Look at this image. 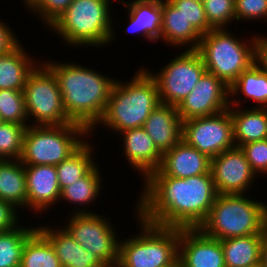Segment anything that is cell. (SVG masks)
<instances>
[{
  "label": "cell",
  "instance_id": "1",
  "mask_svg": "<svg viewBox=\"0 0 267 267\" xmlns=\"http://www.w3.org/2000/svg\"><path fill=\"white\" fill-rule=\"evenodd\" d=\"M141 181L134 216L158 226L199 228L218 196L211 171L184 179L147 175Z\"/></svg>",
  "mask_w": 267,
  "mask_h": 267
},
{
  "label": "cell",
  "instance_id": "2",
  "mask_svg": "<svg viewBox=\"0 0 267 267\" xmlns=\"http://www.w3.org/2000/svg\"><path fill=\"white\" fill-rule=\"evenodd\" d=\"M42 62L57 79L68 117L92 131L105 112L116 78L76 61L42 59Z\"/></svg>",
  "mask_w": 267,
  "mask_h": 267
},
{
  "label": "cell",
  "instance_id": "3",
  "mask_svg": "<svg viewBox=\"0 0 267 267\" xmlns=\"http://www.w3.org/2000/svg\"><path fill=\"white\" fill-rule=\"evenodd\" d=\"M133 75L125 81L116 78L105 112L90 131V137L99 125H103L106 132L117 133L115 135L143 127L150 113L160 104L158 84L148 71L141 67Z\"/></svg>",
  "mask_w": 267,
  "mask_h": 267
},
{
  "label": "cell",
  "instance_id": "4",
  "mask_svg": "<svg viewBox=\"0 0 267 267\" xmlns=\"http://www.w3.org/2000/svg\"><path fill=\"white\" fill-rule=\"evenodd\" d=\"M114 0H73L69 7L49 27L58 38L63 39L66 48L108 47L115 42ZM116 1V0H115ZM118 2V0H117ZM113 18V19H112ZM115 30V31H114Z\"/></svg>",
  "mask_w": 267,
  "mask_h": 267
},
{
  "label": "cell",
  "instance_id": "5",
  "mask_svg": "<svg viewBox=\"0 0 267 267\" xmlns=\"http://www.w3.org/2000/svg\"><path fill=\"white\" fill-rule=\"evenodd\" d=\"M248 194H218L199 229L207 236L228 238L267 233L266 201Z\"/></svg>",
  "mask_w": 267,
  "mask_h": 267
},
{
  "label": "cell",
  "instance_id": "6",
  "mask_svg": "<svg viewBox=\"0 0 267 267\" xmlns=\"http://www.w3.org/2000/svg\"><path fill=\"white\" fill-rule=\"evenodd\" d=\"M229 30L230 28L212 29L202 35L197 51L207 72L222 79L230 87L256 62L258 34H251V39H246L243 34V39Z\"/></svg>",
  "mask_w": 267,
  "mask_h": 267
},
{
  "label": "cell",
  "instance_id": "7",
  "mask_svg": "<svg viewBox=\"0 0 267 267\" xmlns=\"http://www.w3.org/2000/svg\"><path fill=\"white\" fill-rule=\"evenodd\" d=\"M135 220L140 231L120 240L117 265L175 267L179 258L180 228L147 223L138 216Z\"/></svg>",
  "mask_w": 267,
  "mask_h": 267
},
{
  "label": "cell",
  "instance_id": "8",
  "mask_svg": "<svg viewBox=\"0 0 267 267\" xmlns=\"http://www.w3.org/2000/svg\"><path fill=\"white\" fill-rule=\"evenodd\" d=\"M90 136L80 124L28 126L21 162L24 165L56 166L74 153Z\"/></svg>",
  "mask_w": 267,
  "mask_h": 267
},
{
  "label": "cell",
  "instance_id": "9",
  "mask_svg": "<svg viewBox=\"0 0 267 267\" xmlns=\"http://www.w3.org/2000/svg\"><path fill=\"white\" fill-rule=\"evenodd\" d=\"M23 93L28 126L74 123L64 108L54 73L42 61L28 76Z\"/></svg>",
  "mask_w": 267,
  "mask_h": 267
},
{
  "label": "cell",
  "instance_id": "10",
  "mask_svg": "<svg viewBox=\"0 0 267 267\" xmlns=\"http://www.w3.org/2000/svg\"><path fill=\"white\" fill-rule=\"evenodd\" d=\"M95 213L71 214L64 229L73 239L91 251L105 266H115L119 259L120 237L110 217Z\"/></svg>",
  "mask_w": 267,
  "mask_h": 267
},
{
  "label": "cell",
  "instance_id": "11",
  "mask_svg": "<svg viewBox=\"0 0 267 267\" xmlns=\"http://www.w3.org/2000/svg\"><path fill=\"white\" fill-rule=\"evenodd\" d=\"M164 65L157 72L143 67L158 84L160 103L174 106H178L191 93L207 71L197 50L184 49Z\"/></svg>",
  "mask_w": 267,
  "mask_h": 267
},
{
  "label": "cell",
  "instance_id": "12",
  "mask_svg": "<svg viewBox=\"0 0 267 267\" xmlns=\"http://www.w3.org/2000/svg\"><path fill=\"white\" fill-rule=\"evenodd\" d=\"M182 140L209 158L235 147L230 111L182 122Z\"/></svg>",
  "mask_w": 267,
  "mask_h": 267
},
{
  "label": "cell",
  "instance_id": "13",
  "mask_svg": "<svg viewBox=\"0 0 267 267\" xmlns=\"http://www.w3.org/2000/svg\"><path fill=\"white\" fill-rule=\"evenodd\" d=\"M210 171L218 194H248L258 181L241 147L235 146L211 158Z\"/></svg>",
  "mask_w": 267,
  "mask_h": 267
},
{
  "label": "cell",
  "instance_id": "14",
  "mask_svg": "<svg viewBox=\"0 0 267 267\" xmlns=\"http://www.w3.org/2000/svg\"><path fill=\"white\" fill-rule=\"evenodd\" d=\"M229 88L222 79L206 71L191 93L177 106L182 122L227 110L230 106Z\"/></svg>",
  "mask_w": 267,
  "mask_h": 267
},
{
  "label": "cell",
  "instance_id": "15",
  "mask_svg": "<svg viewBox=\"0 0 267 267\" xmlns=\"http://www.w3.org/2000/svg\"><path fill=\"white\" fill-rule=\"evenodd\" d=\"M178 263L180 267H226L221 240L199 228H180Z\"/></svg>",
  "mask_w": 267,
  "mask_h": 267
},
{
  "label": "cell",
  "instance_id": "16",
  "mask_svg": "<svg viewBox=\"0 0 267 267\" xmlns=\"http://www.w3.org/2000/svg\"><path fill=\"white\" fill-rule=\"evenodd\" d=\"M25 175L27 209L29 213L34 212L31 215L41 216L55 207L60 199L61 190L56 166L25 165Z\"/></svg>",
  "mask_w": 267,
  "mask_h": 267
},
{
  "label": "cell",
  "instance_id": "17",
  "mask_svg": "<svg viewBox=\"0 0 267 267\" xmlns=\"http://www.w3.org/2000/svg\"><path fill=\"white\" fill-rule=\"evenodd\" d=\"M211 158L180 140L172 149L162 154V161L157 170L148 175H166L188 178L210 172Z\"/></svg>",
  "mask_w": 267,
  "mask_h": 267
},
{
  "label": "cell",
  "instance_id": "18",
  "mask_svg": "<svg viewBox=\"0 0 267 267\" xmlns=\"http://www.w3.org/2000/svg\"><path fill=\"white\" fill-rule=\"evenodd\" d=\"M123 143V155L133 171H137L142 180L157 170L162 161V153L143 127L128 129L119 133Z\"/></svg>",
  "mask_w": 267,
  "mask_h": 267
},
{
  "label": "cell",
  "instance_id": "19",
  "mask_svg": "<svg viewBox=\"0 0 267 267\" xmlns=\"http://www.w3.org/2000/svg\"><path fill=\"white\" fill-rule=\"evenodd\" d=\"M128 14L123 32L137 33L151 43L160 41L162 28V0H118ZM127 18V19H126Z\"/></svg>",
  "mask_w": 267,
  "mask_h": 267
},
{
  "label": "cell",
  "instance_id": "20",
  "mask_svg": "<svg viewBox=\"0 0 267 267\" xmlns=\"http://www.w3.org/2000/svg\"><path fill=\"white\" fill-rule=\"evenodd\" d=\"M45 224L41 226L36 224L37 229L55 248L56 256L62 267H105L95 254L77 243L62 225L59 227L55 224L56 226L52 227V225Z\"/></svg>",
  "mask_w": 267,
  "mask_h": 267
},
{
  "label": "cell",
  "instance_id": "21",
  "mask_svg": "<svg viewBox=\"0 0 267 267\" xmlns=\"http://www.w3.org/2000/svg\"><path fill=\"white\" fill-rule=\"evenodd\" d=\"M143 128L162 154L182 139V120L174 105L160 103L150 113Z\"/></svg>",
  "mask_w": 267,
  "mask_h": 267
},
{
  "label": "cell",
  "instance_id": "22",
  "mask_svg": "<svg viewBox=\"0 0 267 267\" xmlns=\"http://www.w3.org/2000/svg\"><path fill=\"white\" fill-rule=\"evenodd\" d=\"M201 37L202 35L177 7L169 0H162L160 41H163L164 45L178 49L184 46L185 50H197Z\"/></svg>",
  "mask_w": 267,
  "mask_h": 267
},
{
  "label": "cell",
  "instance_id": "23",
  "mask_svg": "<svg viewBox=\"0 0 267 267\" xmlns=\"http://www.w3.org/2000/svg\"><path fill=\"white\" fill-rule=\"evenodd\" d=\"M24 47L19 42L9 52L0 54V90L23 91L28 76L42 61L36 60V55H30Z\"/></svg>",
  "mask_w": 267,
  "mask_h": 267
},
{
  "label": "cell",
  "instance_id": "24",
  "mask_svg": "<svg viewBox=\"0 0 267 267\" xmlns=\"http://www.w3.org/2000/svg\"><path fill=\"white\" fill-rule=\"evenodd\" d=\"M96 163L83 177L70 183L69 186L61 190L59 203L74 204L71 214L95 213V210L90 211L89 205L96 204L97 198L100 195L102 186L101 168ZM88 205V209L87 208ZM79 207V208H77ZM89 210V211H88Z\"/></svg>",
  "mask_w": 267,
  "mask_h": 267
},
{
  "label": "cell",
  "instance_id": "25",
  "mask_svg": "<svg viewBox=\"0 0 267 267\" xmlns=\"http://www.w3.org/2000/svg\"><path fill=\"white\" fill-rule=\"evenodd\" d=\"M229 106L236 147L267 139V108Z\"/></svg>",
  "mask_w": 267,
  "mask_h": 267
},
{
  "label": "cell",
  "instance_id": "26",
  "mask_svg": "<svg viewBox=\"0 0 267 267\" xmlns=\"http://www.w3.org/2000/svg\"><path fill=\"white\" fill-rule=\"evenodd\" d=\"M229 89L230 106L244 107L246 100H252L257 103L253 107L267 108V73L256 62L245 70Z\"/></svg>",
  "mask_w": 267,
  "mask_h": 267
},
{
  "label": "cell",
  "instance_id": "27",
  "mask_svg": "<svg viewBox=\"0 0 267 267\" xmlns=\"http://www.w3.org/2000/svg\"><path fill=\"white\" fill-rule=\"evenodd\" d=\"M0 199L20 212L27 207L25 165L21 160L6 159L0 162Z\"/></svg>",
  "mask_w": 267,
  "mask_h": 267
},
{
  "label": "cell",
  "instance_id": "28",
  "mask_svg": "<svg viewBox=\"0 0 267 267\" xmlns=\"http://www.w3.org/2000/svg\"><path fill=\"white\" fill-rule=\"evenodd\" d=\"M265 234L221 240L226 267H253L260 265L261 243Z\"/></svg>",
  "mask_w": 267,
  "mask_h": 267
},
{
  "label": "cell",
  "instance_id": "29",
  "mask_svg": "<svg viewBox=\"0 0 267 267\" xmlns=\"http://www.w3.org/2000/svg\"><path fill=\"white\" fill-rule=\"evenodd\" d=\"M89 139L93 138L89 137L66 160L56 165L60 190L83 177L97 163L95 162L97 160L95 156L97 155H93L95 153V146Z\"/></svg>",
  "mask_w": 267,
  "mask_h": 267
},
{
  "label": "cell",
  "instance_id": "30",
  "mask_svg": "<svg viewBox=\"0 0 267 267\" xmlns=\"http://www.w3.org/2000/svg\"><path fill=\"white\" fill-rule=\"evenodd\" d=\"M20 267H62L55 248L38 229L26 239Z\"/></svg>",
  "mask_w": 267,
  "mask_h": 267
},
{
  "label": "cell",
  "instance_id": "31",
  "mask_svg": "<svg viewBox=\"0 0 267 267\" xmlns=\"http://www.w3.org/2000/svg\"><path fill=\"white\" fill-rule=\"evenodd\" d=\"M22 224L11 231L0 232V267H20L26 239L37 229L36 225Z\"/></svg>",
  "mask_w": 267,
  "mask_h": 267
},
{
  "label": "cell",
  "instance_id": "32",
  "mask_svg": "<svg viewBox=\"0 0 267 267\" xmlns=\"http://www.w3.org/2000/svg\"><path fill=\"white\" fill-rule=\"evenodd\" d=\"M28 125L0 122V156L6 159H21L24 134Z\"/></svg>",
  "mask_w": 267,
  "mask_h": 267
},
{
  "label": "cell",
  "instance_id": "33",
  "mask_svg": "<svg viewBox=\"0 0 267 267\" xmlns=\"http://www.w3.org/2000/svg\"><path fill=\"white\" fill-rule=\"evenodd\" d=\"M0 120L1 122L28 125L23 91L0 90Z\"/></svg>",
  "mask_w": 267,
  "mask_h": 267
},
{
  "label": "cell",
  "instance_id": "34",
  "mask_svg": "<svg viewBox=\"0 0 267 267\" xmlns=\"http://www.w3.org/2000/svg\"><path fill=\"white\" fill-rule=\"evenodd\" d=\"M204 11L213 29H227L236 21L235 0H203Z\"/></svg>",
  "mask_w": 267,
  "mask_h": 267
},
{
  "label": "cell",
  "instance_id": "35",
  "mask_svg": "<svg viewBox=\"0 0 267 267\" xmlns=\"http://www.w3.org/2000/svg\"><path fill=\"white\" fill-rule=\"evenodd\" d=\"M190 21L192 26L201 34H207L213 28L209 25L203 2L197 0H169Z\"/></svg>",
  "mask_w": 267,
  "mask_h": 267
},
{
  "label": "cell",
  "instance_id": "36",
  "mask_svg": "<svg viewBox=\"0 0 267 267\" xmlns=\"http://www.w3.org/2000/svg\"><path fill=\"white\" fill-rule=\"evenodd\" d=\"M252 171L259 176L267 175V139L241 146Z\"/></svg>",
  "mask_w": 267,
  "mask_h": 267
},
{
  "label": "cell",
  "instance_id": "37",
  "mask_svg": "<svg viewBox=\"0 0 267 267\" xmlns=\"http://www.w3.org/2000/svg\"><path fill=\"white\" fill-rule=\"evenodd\" d=\"M72 2L73 0H42L29 15L39 17L38 20L49 29Z\"/></svg>",
  "mask_w": 267,
  "mask_h": 267
},
{
  "label": "cell",
  "instance_id": "38",
  "mask_svg": "<svg viewBox=\"0 0 267 267\" xmlns=\"http://www.w3.org/2000/svg\"><path fill=\"white\" fill-rule=\"evenodd\" d=\"M235 16L236 21L267 22V0H235Z\"/></svg>",
  "mask_w": 267,
  "mask_h": 267
},
{
  "label": "cell",
  "instance_id": "39",
  "mask_svg": "<svg viewBox=\"0 0 267 267\" xmlns=\"http://www.w3.org/2000/svg\"><path fill=\"white\" fill-rule=\"evenodd\" d=\"M19 213L12 204L0 199V232L11 231L18 227L24 221H20L19 218L24 215Z\"/></svg>",
  "mask_w": 267,
  "mask_h": 267
},
{
  "label": "cell",
  "instance_id": "40",
  "mask_svg": "<svg viewBox=\"0 0 267 267\" xmlns=\"http://www.w3.org/2000/svg\"><path fill=\"white\" fill-rule=\"evenodd\" d=\"M10 25L3 22L0 19V54H4L13 49L20 41V39L16 36L17 33L14 34L15 29L9 27ZM19 39V40H18Z\"/></svg>",
  "mask_w": 267,
  "mask_h": 267
},
{
  "label": "cell",
  "instance_id": "41",
  "mask_svg": "<svg viewBox=\"0 0 267 267\" xmlns=\"http://www.w3.org/2000/svg\"><path fill=\"white\" fill-rule=\"evenodd\" d=\"M256 63L267 73V36L258 34Z\"/></svg>",
  "mask_w": 267,
  "mask_h": 267
},
{
  "label": "cell",
  "instance_id": "42",
  "mask_svg": "<svg viewBox=\"0 0 267 267\" xmlns=\"http://www.w3.org/2000/svg\"><path fill=\"white\" fill-rule=\"evenodd\" d=\"M260 266L267 267V233L263 236L261 243Z\"/></svg>",
  "mask_w": 267,
  "mask_h": 267
},
{
  "label": "cell",
  "instance_id": "43",
  "mask_svg": "<svg viewBox=\"0 0 267 267\" xmlns=\"http://www.w3.org/2000/svg\"><path fill=\"white\" fill-rule=\"evenodd\" d=\"M24 4L25 10H29L28 12L31 13V11L42 1V0H21ZM27 8V9H26Z\"/></svg>",
  "mask_w": 267,
  "mask_h": 267
}]
</instances>
